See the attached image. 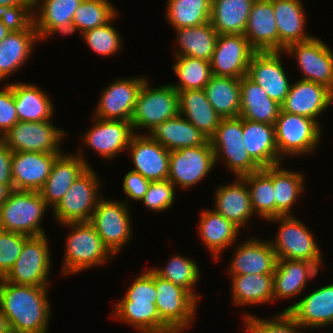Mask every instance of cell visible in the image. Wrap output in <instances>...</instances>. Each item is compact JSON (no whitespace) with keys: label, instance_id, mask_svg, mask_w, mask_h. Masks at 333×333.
I'll list each match as a JSON object with an SVG mask.
<instances>
[{"label":"cell","instance_id":"6da1fadb","mask_svg":"<svg viewBox=\"0 0 333 333\" xmlns=\"http://www.w3.org/2000/svg\"><path fill=\"white\" fill-rule=\"evenodd\" d=\"M48 287L14 284L0 278V311L10 327L22 333H48Z\"/></svg>","mask_w":333,"mask_h":333},{"label":"cell","instance_id":"7a4b0ae2","mask_svg":"<svg viewBox=\"0 0 333 333\" xmlns=\"http://www.w3.org/2000/svg\"><path fill=\"white\" fill-rule=\"evenodd\" d=\"M72 230L66 238L63 275L76 274L112 259L114 254L103 243L93 225L87 222L62 224Z\"/></svg>","mask_w":333,"mask_h":333},{"label":"cell","instance_id":"3957f363","mask_svg":"<svg viewBox=\"0 0 333 333\" xmlns=\"http://www.w3.org/2000/svg\"><path fill=\"white\" fill-rule=\"evenodd\" d=\"M47 209L39 191L13 190L0 206V229L27 236L46 234L40 221Z\"/></svg>","mask_w":333,"mask_h":333},{"label":"cell","instance_id":"277c9868","mask_svg":"<svg viewBox=\"0 0 333 333\" xmlns=\"http://www.w3.org/2000/svg\"><path fill=\"white\" fill-rule=\"evenodd\" d=\"M215 156L225 159V165L236 177H243L262 168L250 157L243 142V118H221L215 134L209 139Z\"/></svg>","mask_w":333,"mask_h":333},{"label":"cell","instance_id":"5b68a950","mask_svg":"<svg viewBox=\"0 0 333 333\" xmlns=\"http://www.w3.org/2000/svg\"><path fill=\"white\" fill-rule=\"evenodd\" d=\"M178 114V91L171 84L151 88L146 79L139 90L130 122L134 133L140 128L151 132L156 126Z\"/></svg>","mask_w":333,"mask_h":333},{"label":"cell","instance_id":"8992f818","mask_svg":"<svg viewBox=\"0 0 333 333\" xmlns=\"http://www.w3.org/2000/svg\"><path fill=\"white\" fill-rule=\"evenodd\" d=\"M320 127L318 121L281 110L274 124L279 157L312 153L321 140Z\"/></svg>","mask_w":333,"mask_h":333},{"label":"cell","instance_id":"52a82bcc","mask_svg":"<svg viewBox=\"0 0 333 333\" xmlns=\"http://www.w3.org/2000/svg\"><path fill=\"white\" fill-rule=\"evenodd\" d=\"M279 220V221H278ZM268 221L279 222L276 238L271 241L278 259L306 260L322 266L321 251L306 225L293 215L279 216Z\"/></svg>","mask_w":333,"mask_h":333},{"label":"cell","instance_id":"ba28073f","mask_svg":"<svg viewBox=\"0 0 333 333\" xmlns=\"http://www.w3.org/2000/svg\"><path fill=\"white\" fill-rule=\"evenodd\" d=\"M92 167H88L72 184L63 198L52 209L59 223L90 221L101 195L100 180Z\"/></svg>","mask_w":333,"mask_h":333},{"label":"cell","instance_id":"9c48e42d","mask_svg":"<svg viewBox=\"0 0 333 333\" xmlns=\"http://www.w3.org/2000/svg\"><path fill=\"white\" fill-rule=\"evenodd\" d=\"M46 234L29 236L15 264L3 277L6 282L32 286H47L51 268Z\"/></svg>","mask_w":333,"mask_h":333},{"label":"cell","instance_id":"30bf717a","mask_svg":"<svg viewBox=\"0 0 333 333\" xmlns=\"http://www.w3.org/2000/svg\"><path fill=\"white\" fill-rule=\"evenodd\" d=\"M66 133L53 125L51 120L42 122L18 121L0 139L12 152L62 154L60 145Z\"/></svg>","mask_w":333,"mask_h":333},{"label":"cell","instance_id":"8fae6325","mask_svg":"<svg viewBox=\"0 0 333 333\" xmlns=\"http://www.w3.org/2000/svg\"><path fill=\"white\" fill-rule=\"evenodd\" d=\"M125 202L101 197L89 221L114 255L132 239L130 212Z\"/></svg>","mask_w":333,"mask_h":333},{"label":"cell","instance_id":"7c38bea8","mask_svg":"<svg viewBox=\"0 0 333 333\" xmlns=\"http://www.w3.org/2000/svg\"><path fill=\"white\" fill-rule=\"evenodd\" d=\"M157 291L155 301L160 318L175 332L192 324L198 300L185 288L165 280L154 272Z\"/></svg>","mask_w":333,"mask_h":333},{"label":"cell","instance_id":"4fadbf2b","mask_svg":"<svg viewBox=\"0 0 333 333\" xmlns=\"http://www.w3.org/2000/svg\"><path fill=\"white\" fill-rule=\"evenodd\" d=\"M215 156L210 140L196 147L170 151L168 180L174 185L193 187L210 174Z\"/></svg>","mask_w":333,"mask_h":333},{"label":"cell","instance_id":"5bb4252c","mask_svg":"<svg viewBox=\"0 0 333 333\" xmlns=\"http://www.w3.org/2000/svg\"><path fill=\"white\" fill-rule=\"evenodd\" d=\"M283 51L296 58L303 72L301 80L320 83L333 91V52L325 42L313 37L305 42L290 44Z\"/></svg>","mask_w":333,"mask_h":333},{"label":"cell","instance_id":"9a60e30c","mask_svg":"<svg viewBox=\"0 0 333 333\" xmlns=\"http://www.w3.org/2000/svg\"><path fill=\"white\" fill-rule=\"evenodd\" d=\"M255 52L244 35L218 34L210 60L212 75L238 79L246 76Z\"/></svg>","mask_w":333,"mask_h":333},{"label":"cell","instance_id":"2e32d148","mask_svg":"<svg viewBox=\"0 0 333 333\" xmlns=\"http://www.w3.org/2000/svg\"><path fill=\"white\" fill-rule=\"evenodd\" d=\"M147 78L118 79L106 86L95 108L94 118L130 121L137 96Z\"/></svg>","mask_w":333,"mask_h":333},{"label":"cell","instance_id":"e0dca14e","mask_svg":"<svg viewBox=\"0 0 333 333\" xmlns=\"http://www.w3.org/2000/svg\"><path fill=\"white\" fill-rule=\"evenodd\" d=\"M284 51L255 52L248 67L247 76L267 93L270 99L280 105L290 89V82L282 66Z\"/></svg>","mask_w":333,"mask_h":333},{"label":"cell","instance_id":"ac0fdd59","mask_svg":"<svg viewBox=\"0 0 333 333\" xmlns=\"http://www.w3.org/2000/svg\"><path fill=\"white\" fill-rule=\"evenodd\" d=\"M95 120L91 129L82 135L85 146L90 147L104 159H112L127 149L133 137L134 130L130 121L123 120Z\"/></svg>","mask_w":333,"mask_h":333},{"label":"cell","instance_id":"d6986e66","mask_svg":"<svg viewBox=\"0 0 333 333\" xmlns=\"http://www.w3.org/2000/svg\"><path fill=\"white\" fill-rule=\"evenodd\" d=\"M128 148L135 168L132 171L140 173L149 181H162L168 178L170 151L149 134L136 132Z\"/></svg>","mask_w":333,"mask_h":333},{"label":"cell","instance_id":"ffe728a7","mask_svg":"<svg viewBox=\"0 0 333 333\" xmlns=\"http://www.w3.org/2000/svg\"><path fill=\"white\" fill-rule=\"evenodd\" d=\"M333 103V91L320 83L299 80L291 84L281 110L317 121Z\"/></svg>","mask_w":333,"mask_h":333},{"label":"cell","instance_id":"44dd1931","mask_svg":"<svg viewBox=\"0 0 333 333\" xmlns=\"http://www.w3.org/2000/svg\"><path fill=\"white\" fill-rule=\"evenodd\" d=\"M84 150L79 154H60L52 166L43 187L39 190L45 203L54 208L74 181L91 165L85 160Z\"/></svg>","mask_w":333,"mask_h":333},{"label":"cell","instance_id":"7402d4cb","mask_svg":"<svg viewBox=\"0 0 333 333\" xmlns=\"http://www.w3.org/2000/svg\"><path fill=\"white\" fill-rule=\"evenodd\" d=\"M60 154L13 152L12 179L14 190L39 191L50 175Z\"/></svg>","mask_w":333,"mask_h":333},{"label":"cell","instance_id":"603a6c76","mask_svg":"<svg viewBox=\"0 0 333 333\" xmlns=\"http://www.w3.org/2000/svg\"><path fill=\"white\" fill-rule=\"evenodd\" d=\"M305 328H321L333 324V283L324 285L285 308Z\"/></svg>","mask_w":333,"mask_h":333},{"label":"cell","instance_id":"cb8c5ba5","mask_svg":"<svg viewBox=\"0 0 333 333\" xmlns=\"http://www.w3.org/2000/svg\"><path fill=\"white\" fill-rule=\"evenodd\" d=\"M235 249L228 267L230 275L274 273L278 258L271 241L254 237Z\"/></svg>","mask_w":333,"mask_h":333},{"label":"cell","instance_id":"d4e9b609","mask_svg":"<svg viewBox=\"0 0 333 333\" xmlns=\"http://www.w3.org/2000/svg\"><path fill=\"white\" fill-rule=\"evenodd\" d=\"M33 1L34 25L40 40H46L56 33L72 34L73 16L83 0H41V3L39 0Z\"/></svg>","mask_w":333,"mask_h":333},{"label":"cell","instance_id":"484cf974","mask_svg":"<svg viewBox=\"0 0 333 333\" xmlns=\"http://www.w3.org/2000/svg\"><path fill=\"white\" fill-rule=\"evenodd\" d=\"M244 36L256 52L279 51V34L272 0H255Z\"/></svg>","mask_w":333,"mask_h":333},{"label":"cell","instance_id":"4316f807","mask_svg":"<svg viewBox=\"0 0 333 333\" xmlns=\"http://www.w3.org/2000/svg\"><path fill=\"white\" fill-rule=\"evenodd\" d=\"M318 270L314 262L278 259L273 273L274 301L301 294L307 281L318 275Z\"/></svg>","mask_w":333,"mask_h":333},{"label":"cell","instance_id":"83f0119b","mask_svg":"<svg viewBox=\"0 0 333 333\" xmlns=\"http://www.w3.org/2000/svg\"><path fill=\"white\" fill-rule=\"evenodd\" d=\"M230 185L218 186L215 192L216 213L223 215L240 229L246 226L254 212L251 207L250 191L246 181L237 177Z\"/></svg>","mask_w":333,"mask_h":333},{"label":"cell","instance_id":"f1b7e54d","mask_svg":"<svg viewBox=\"0 0 333 333\" xmlns=\"http://www.w3.org/2000/svg\"><path fill=\"white\" fill-rule=\"evenodd\" d=\"M275 22L279 34V51L290 44L305 42L314 36L307 34L306 16L300 0H272Z\"/></svg>","mask_w":333,"mask_h":333},{"label":"cell","instance_id":"f546056e","mask_svg":"<svg viewBox=\"0 0 333 333\" xmlns=\"http://www.w3.org/2000/svg\"><path fill=\"white\" fill-rule=\"evenodd\" d=\"M243 142L250 157L261 168L284 161L278 154L274 125L243 119Z\"/></svg>","mask_w":333,"mask_h":333},{"label":"cell","instance_id":"4dcf8cb0","mask_svg":"<svg viewBox=\"0 0 333 333\" xmlns=\"http://www.w3.org/2000/svg\"><path fill=\"white\" fill-rule=\"evenodd\" d=\"M178 102L179 114L209 140L222 117L207 100L204 89L178 91Z\"/></svg>","mask_w":333,"mask_h":333},{"label":"cell","instance_id":"1f68e13d","mask_svg":"<svg viewBox=\"0 0 333 333\" xmlns=\"http://www.w3.org/2000/svg\"><path fill=\"white\" fill-rule=\"evenodd\" d=\"M240 114L243 119L275 124L281 105L269 98L267 93L247 75L240 78Z\"/></svg>","mask_w":333,"mask_h":333},{"label":"cell","instance_id":"d6a6232c","mask_svg":"<svg viewBox=\"0 0 333 333\" xmlns=\"http://www.w3.org/2000/svg\"><path fill=\"white\" fill-rule=\"evenodd\" d=\"M40 41L33 25L29 30L9 32L0 42V82L23 66Z\"/></svg>","mask_w":333,"mask_h":333},{"label":"cell","instance_id":"836d02e7","mask_svg":"<svg viewBox=\"0 0 333 333\" xmlns=\"http://www.w3.org/2000/svg\"><path fill=\"white\" fill-rule=\"evenodd\" d=\"M10 86L13 89L18 121L42 122L54 116V105L42 89L22 82Z\"/></svg>","mask_w":333,"mask_h":333},{"label":"cell","instance_id":"e575fe53","mask_svg":"<svg viewBox=\"0 0 333 333\" xmlns=\"http://www.w3.org/2000/svg\"><path fill=\"white\" fill-rule=\"evenodd\" d=\"M200 239L213 257L219 255L237 240L240 228L214 210H203L198 224Z\"/></svg>","mask_w":333,"mask_h":333},{"label":"cell","instance_id":"d590c367","mask_svg":"<svg viewBox=\"0 0 333 333\" xmlns=\"http://www.w3.org/2000/svg\"><path fill=\"white\" fill-rule=\"evenodd\" d=\"M148 134L168 151L196 147L208 141L197 128L180 114L159 124Z\"/></svg>","mask_w":333,"mask_h":333},{"label":"cell","instance_id":"8d00e7d4","mask_svg":"<svg viewBox=\"0 0 333 333\" xmlns=\"http://www.w3.org/2000/svg\"><path fill=\"white\" fill-rule=\"evenodd\" d=\"M255 0H211L210 23L218 34L244 35Z\"/></svg>","mask_w":333,"mask_h":333},{"label":"cell","instance_id":"74e56055","mask_svg":"<svg viewBox=\"0 0 333 333\" xmlns=\"http://www.w3.org/2000/svg\"><path fill=\"white\" fill-rule=\"evenodd\" d=\"M232 299L237 306L274 302L273 274L231 275Z\"/></svg>","mask_w":333,"mask_h":333},{"label":"cell","instance_id":"f35d334b","mask_svg":"<svg viewBox=\"0 0 333 333\" xmlns=\"http://www.w3.org/2000/svg\"><path fill=\"white\" fill-rule=\"evenodd\" d=\"M180 48L175 56H189L210 61L215 50L218 33L210 22L199 26L175 29Z\"/></svg>","mask_w":333,"mask_h":333},{"label":"cell","instance_id":"ab89813d","mask_svg":"<svg viewBox=\"0 0 333 333\" xmlns=\"http://www.w3.org/2000/svg\"><path fill=\"white\" fill-rule=\"evenodd\" d=\"M204 91L207 100L222 118L239 116L240 79L212 75Z\"/></svg>","mask_w":333,"mask_h":333},{"label":"cell","instance_id":"60d3db41","mask_svg":"<svg viewBox=\"0 0 333 333\" xmlns=\"http://www.w3.org/2000/svg\"><path fill=\"white\" fill-rule=\"evenodd\" d=\"M114 318L140 333H175L159 316L155 303H116Z\"/></svg>","mask_w":333,"mask_h":333},{"label":"cell","instance_id":"b9f144b4","mask_svg":"<svg viewBox=\"0 0 333 333\" xmlns=\"http://www.w3.org/2000/svg\"><path fill=\"white\" fill-rule=\"evenodd\" d=\"M282 165L280 163L273 166L275 217L292 215V206L305 188L304 175L283 169Z\"/></svg>","mask_w":333,"mask_h":333},{"label":"cell","instance_id":"7bdbcfd3","mask_svg":"<svg viewBox=\"0 0 333 333\" xmlns=\"http://www.w3.org/2000/svg\"><path fill=\"white\" fill-rule=\"evenodd\" d=\"M249 188L251 207L254 214L269 220L275 217V198L273 188V166L264 167L242 177Z\"/></svg>","mask_w":333,"mask_h":333},{"label":"cell","instance_id":"ee69618b","mask_svg":"<svg viewBox=\"0 0 333 333\" xmlns=\"http://www.w3.org/2000/svg\"><path fill=\"white\" fill-rule=\"evenodd\" d=\"M166 16L174 29L210 22L211 0H168Z\"/></svg>","mask_w":333,"mask_h":333},{"label":"cell","instance_id":"f6af8a7d","mask_svg":"<svg viewBox=\"0 0 333 333\" xmlns=\"http://www.w3.org/2000/svg\"><path fill=\"white\" fill-rule=\"evenodd\" d=\"M172 66L178 84H171L177 91L204 89L212 76L210 61L189 56H175Z\"/></svg>","mask_w":333,"mask_h":333},{"label":"cell","instance_id":"bcb514c9","mask_svg":"<svg viewBox=\"0 0 333 333\" xmlns=\"http://www.w3.org/2000/svg\"><path fill=\"white\" fill-rule=\"evenodd\" d=\"M110 0H83L76 9L72 21V33L79 31L81 34L104 26L118 15L116 7Z\"/></svg>","mask_w":333,"mask_h":333},{"label":"cell","instance_id":"7dc6e473","mask_svg":"<svg viewBox=\"0 0 333 333\" xmlns=\"http://www.w3.org/2000/svg\"><path fill=\"white\" fill-rule=\"evenodd\" d=\"M151 269L161 278L185 288L199 301L201 296L197 295L192 288L200 278V270L193 259L176 254L168 261L165 268Z\"/></svg>","mask_w":333,"mask_h":333},{"label":"cell","instance_id":"c3c4849f","mask_svg":"<svg viewBox=\"0 0 333 333\" xmlns=\"http://www.w3.org/2000/svg\"><path fill=\"white\" fill-rule=\"evenodd\" d=\"M112 19L104 26L93 28L82 34V38L87 43L91 51L105 56L116 54L122 48V39L119 31L113 27Z\"/></svg>","mask_w":333,"mask_h":333},{"label":"cell","instance_id":"681fc988","mask_svg":"<svg viewBox=\"0 0 333 333\" xmlns=\"http://www.w3.org/2000/svg\"><path fill=\"white\" fill-rule=\"evenodd\" d=\"M245 333H301L303 327L288 313L281 311L271 319H262L252 315H243Z\"/></svg>","mask_w":333,"mask_h":333},{"label":"cell","instance_id":"f907efd6","mask_svg":"<svg viewBox=\"0 0 333 333\" xmlns=\"http://www.w3.org/2000/svg\"><path fill=\"white\" fill-rule=\"evenodd\" d=\"M29 236L0 229V278L15 264Z\"/></svg>","mask_w":333,"mask_h":333},{"label":"cell","instance_id":"816d5d0a","mask_svg":"<svg viewBox=\"0 0 333 333\" xmlns=\"http://www.w3.org/2000/svg\"><path fill=\"white\" fill-rule=\"evenodd\" d=\"M157 298L154 271L148 269L136 277L118 303H155Z\"/></svg>","mask_w":333,"mask_h":333},{"label":"cell","instance_id":"f5cc1de1","mask_svg":"<svg viewBox=\"0 0 333 333\" xmlns=\"http://www.w3.org/2000/svg\"><path fill=\"white\" fill-rule=\"evenodd\" d=\"M175 187L168 179L151 181L146 194L141 200L151 211L163 212L169 209L175 200Z\"/></svg>","mask_w":333,"mask_h":333},{"label":"cell","instance_id":"db71d44e","mask_svg":"<svg viewBox=\"0 0 333 333\" xmlns=\"http://www.w3.org/2000/svg\"><path fill=\"white\" fill-rule=\"evenodd\" d=\"M0 20L10 32L29 30L34 25V4L0 5Z\"/></svg>","mask_w":333,"mask_h":333},{"label":"cell","instance_id":"11a10c76","mask_svg":"<svg viewBox=\"0 0 333 333\" xmlns=\"http://www.w3.org/2000/svg\"><path fill=\"white\" fill-rule=\"evenodd\" d=\"M18 122L13 89L5 84L0 91V138Z\"/></svg>","mask_w":333,"mask_h":333},{"label":"cell","instance_id":"9f6ffc18","mask_svg":"<svg viewBox=\"0 0 333 333\" xmlns=\"http://www.w3.org/2000/svg\"><path fill=\"white\" fill-rule=\"evenodd\" d=\"M151 181L140 173L129 171L123 179V190L130 200L141 201L146 194Z\"/></svg>","mask_w":333,"mask_h":333},{"label":"cell","instance_id":"6f0895ef","mask_svg":"<svg viewBox=\"0 0 333 333\" xmlns=\"http://www.w3.org/2000/svg\"><path fill=\"white\" fill-rule=\"evenodd\" d=\"M12 151L0 139V183L13 184Z\"/></svg>","mask_w":333,"mask_h":333},{"label":"cell","instance_id":"680465c9","mask_svg":"<svg viewBox=\"0 0 333 333\" xmlns=\"http://www.w3.org/2000/svg\"><path fill=\"white\" fill-rule=\"evenodd\" d=\"M14 190L13 184H2L0 183V206L6 201L10 193Z\"/></svg>","mask_w":333,"mask_h":333},{"label":"cell","instance_id":"91938a15","mask_svg":"<svg viewBox=\"0 0 333 333\" xmlns=\"http://www.w3.org/2000/svg\"><path fill=\"white\" fill-rule=\"evenodd\" d=\"M19 4H34L33 0H0L1 6L11 7Z\"/></svg>","mask_w":333,"mask_h":333},{"label":"cell","instance_id":"94428289","mask_svg":"<svg viewBox=\"0 0 333 333\" xmlns=\"http://www.w3.org/2000/svg\"><path fill=\"white\" fill-rule=\"evenodd\" d=\"M10 327L8 318L0 311V333Z\"/></svg>","mask_w":333,"mask_h":333},{"label":"cell","instance_id":"6125c7cd","mask_svg":"<svg viewBox=\"0 0 333 333\" xmlns=\"http://www.w3.org/2000/svg\"><path fill=\"white\" fill-rule=\"evenodd\" d=\"M10 31L5 27V25L0 20V42L8 35Z\"/></svg>","mask_w":333,"mask_h":333},{"label":"cell","instance_id":"be15d7a7","mask_svg":"<svg viewBox=\"0 0 333 333\" xmlns=\"http://www.w3.org/2000/svg\"><path fill=\"white\" fill-rule=\"evenodd\" d=\"M2 333H22V332H19L18 330L13 329L12 327H9L8 329L3 331Z\"/></svg>","mask_w":333,"mask_h":333}]
</instances>
